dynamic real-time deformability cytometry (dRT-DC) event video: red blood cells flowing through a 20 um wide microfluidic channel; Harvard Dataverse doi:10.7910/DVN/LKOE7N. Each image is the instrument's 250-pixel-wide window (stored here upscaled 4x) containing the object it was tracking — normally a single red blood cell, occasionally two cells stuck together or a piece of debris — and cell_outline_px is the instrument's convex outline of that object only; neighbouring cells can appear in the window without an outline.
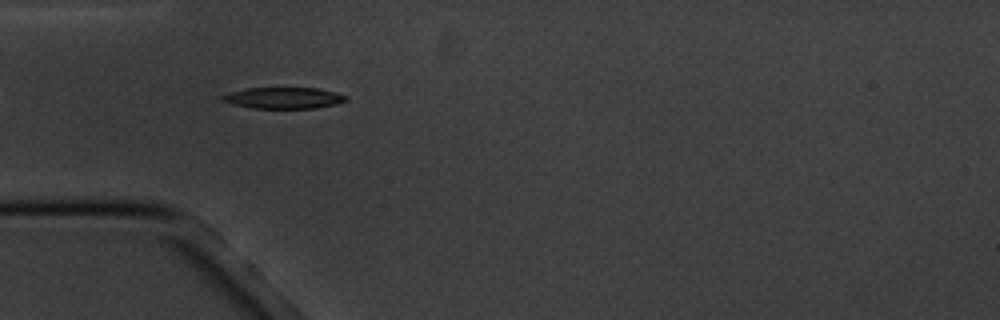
{"species": "common noctule bat (a hibernating species)", "species_latin": "Nyctalus noctula", "temperature_condition": "cold", "stored_images_in_passage": 5, "camera_frame_rate_fps": 3000, "um_per_image_px": 0.085, "animal": {"sex": "male", "body_mass_g": 20.1, "forearm_length_mm": 53.5}, "frame": {"image": 1, "passage_image": 4, "time_ms": 3.333, "image_size_px": [1000, 320], "cell_outline_px": [[348, 100], [336, 104], [316, 108], [252, 108], [232, 104], [220, 100], [220, 96], [232, 92], [248, 88], [320, 88], [348, 96]], "centroid_in_image_um": [24.12, 8.33], "position_along_channel_um": 60.9, "area_um2": 15.32}}
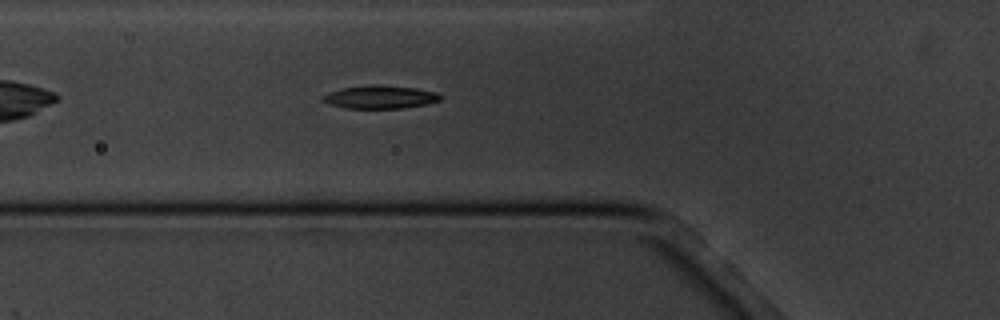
{"frame": {"image": 2, "passage_image": 5, "time_ms": 4.333, "image_size_px": [1000, 320], "cell_outline_px": [[444, 96], [440, 100], [428, 104], [400, 108], [344, 108], [328, 104], [320, 96], [328, 92], [340, 88], [368, 84], [376, 84], [416, 88], [436, 92]], "centroid_in_image_um": [32.29, 8.23], "position_along_channel_um": 93.5, "area_um2": 16.07}}